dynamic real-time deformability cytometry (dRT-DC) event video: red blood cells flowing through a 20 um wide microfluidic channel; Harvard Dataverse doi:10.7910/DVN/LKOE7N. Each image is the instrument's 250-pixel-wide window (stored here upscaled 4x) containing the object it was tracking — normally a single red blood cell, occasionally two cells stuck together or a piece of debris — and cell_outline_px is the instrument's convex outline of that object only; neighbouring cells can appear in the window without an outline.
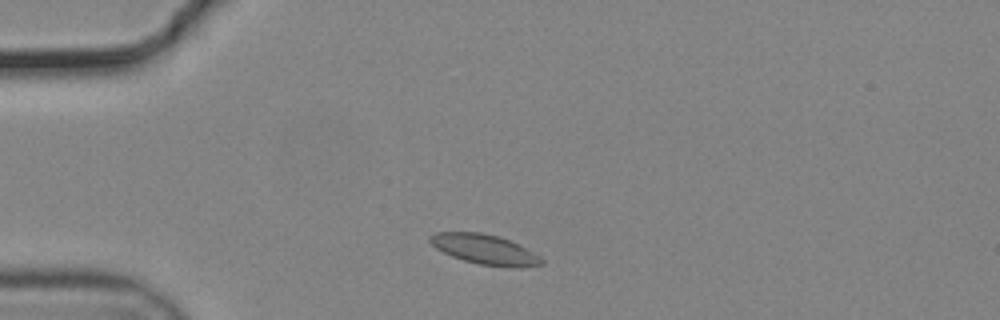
{"species": "common noctule bat (a hibernating species)", "species_latin": "Nyctalus noctula", "temperature_condition": "cold", "stored_images_in_passage": 40, "camera_frame_rate_fps": 3000, "um_per_image_px": 0.085, "animal": {"sex": "male", "body_mass_g": 19.2, "forearm_length_mm": 51.8}, "frame": {"image": 1, "passage_image": 5, "time_ms": 1.333, "image_size_px": [1000, 320], "cell_outline_px": [[544, 264], [516, 268], [508, 268], [480, 264], [464, 260], [452, 256], [436, 248], [428, 240], [428, 236], [436, 232], [480, 232], [496, 236], [508, 240], [540, 256], [544, 260]], "centroid_in_image_um": [41.19, 21.21], "position_along_channel_um": 43.8, "area_um2": 19.25}}
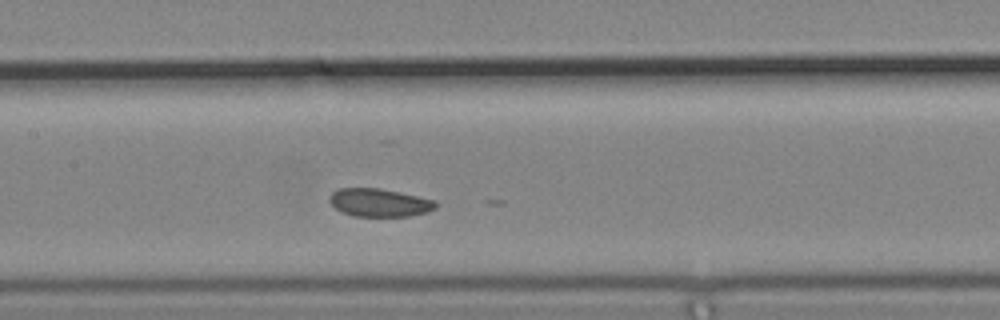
{"frame": {"image": 2, "passage_image": 18, "time_ms": 5.667, "image_size_px": [1000, 320], "cell_outline_px": [[436, 208], [428, 212], [408, 216], [352, 216], [340, 212], [328, 200], [328, 196], [332, 192], [340, 188], [380, 188], [436, 200]], "centroid_in_image_um": [32.22, 17.22], "position_along_channel_um": 175.2, "area_um2": 17.46}}
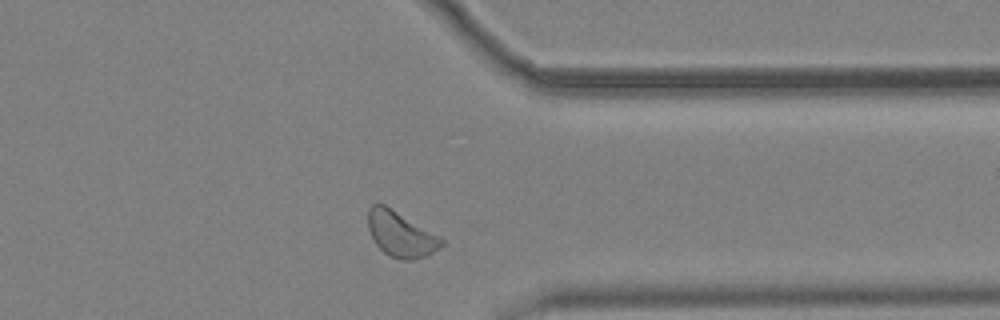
{"frame": {"image": 3, "passage_image": 35, "time_ms": 11.333, "image_size_px": [1000, 320], "cell_outline_px": [[444, 244], [428, 256], [412, 260], [404, 260], [388, 256], [376, 244], [368, 228], [368, 208], [372, 204], [384, 204], [444, 240]], "centroid_in_image_um": [34.04, 19.93], "position_along_channel_um": 377.4, "area_um2": 19.02}}